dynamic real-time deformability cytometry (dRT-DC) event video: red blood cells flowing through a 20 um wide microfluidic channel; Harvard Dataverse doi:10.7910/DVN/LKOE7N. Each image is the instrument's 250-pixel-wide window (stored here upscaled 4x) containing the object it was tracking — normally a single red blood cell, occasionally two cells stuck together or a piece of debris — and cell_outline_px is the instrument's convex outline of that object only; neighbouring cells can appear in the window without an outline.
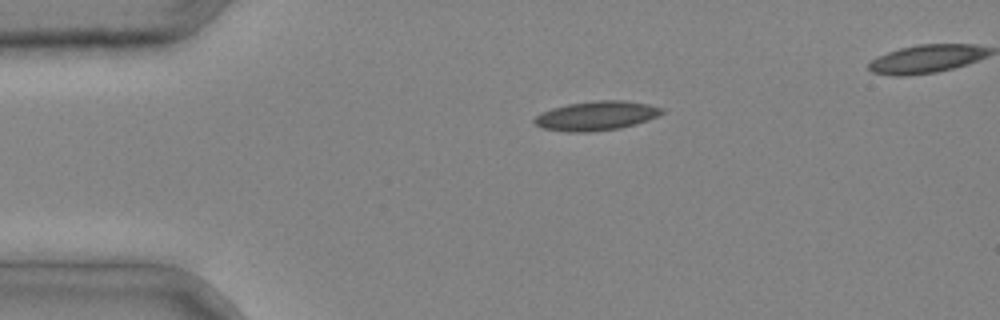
{"species": "common noctule bat (a hibernating species)", "species_latin": "Nyctalus noctula", "temperature_condition": "cold", "stored_images_in_passage": 3, "camera_frame_rate_fps": 3000, "um_per_image_px": 0.085, "animal": {"sex": "male", "body_mass_g": 20.4}, "frame": {"image": 1, "passage_image": 3, "time_ms": 0.667, "image_size_px": [1000, 320], "cell_outline_px": [[664, 112], [648, 120], [636, 124], [620, 128], [592, 132], [564, 132], [544, 128], [536, 124], [532, 120], [536, 116], [552, 108], [568, 104], [596, 100], [628, 100], [648, 104], [664, 108]], "centroid_in_image_um": [50.71, 9.84], "position_along_channel_um": 34.3, "area_um2": 21.79}}